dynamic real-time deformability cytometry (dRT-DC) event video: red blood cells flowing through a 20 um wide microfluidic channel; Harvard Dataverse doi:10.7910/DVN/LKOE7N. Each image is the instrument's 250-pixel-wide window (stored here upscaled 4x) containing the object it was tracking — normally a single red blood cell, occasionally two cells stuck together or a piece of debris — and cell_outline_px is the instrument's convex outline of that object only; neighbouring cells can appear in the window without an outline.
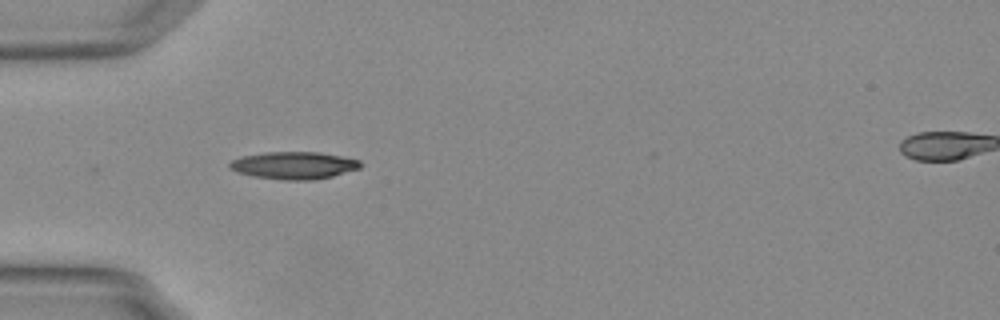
{"species": "Egyptian fruit bat (a non-hibernating species)", "species_latin": "Rousettus aegyptiacus", "temperature_condition": "warm", "stored_images_in_passage": 38, "camera_frame_rate_fps": 3000, "um_per_image_px": 0.085, "animal": {"sex": "female"}, "frame": {"image": 1, "passage_image": 1, "time_ms": 0.0, "image_size_px": [1000, 320], "cell_outline_px": [[364, 164], [360, 168], [332, 176], [312, 180], [284, 180], [252, 176], [236, 172], [228, 168], [228, 164], [232, 160], [240, 156], [268, 152], [316, 152], [340, 156], [360, 160]], "centroid_in_image_um": [24.95, 14.06], "position_along_channel_um": 60.0, "area_um2": 20.92}, "authors_computed_cell_mechanics": {"area_um2": 19.652, "velocity_mm_per_s": 3.7657, "shape_relaxation_time_tau1_ms": 10.6076, "shape_relaxation_time_tau2_ms": null, "deformation_change_tau1": 0.2374, "deformation_change_tau2": null}}